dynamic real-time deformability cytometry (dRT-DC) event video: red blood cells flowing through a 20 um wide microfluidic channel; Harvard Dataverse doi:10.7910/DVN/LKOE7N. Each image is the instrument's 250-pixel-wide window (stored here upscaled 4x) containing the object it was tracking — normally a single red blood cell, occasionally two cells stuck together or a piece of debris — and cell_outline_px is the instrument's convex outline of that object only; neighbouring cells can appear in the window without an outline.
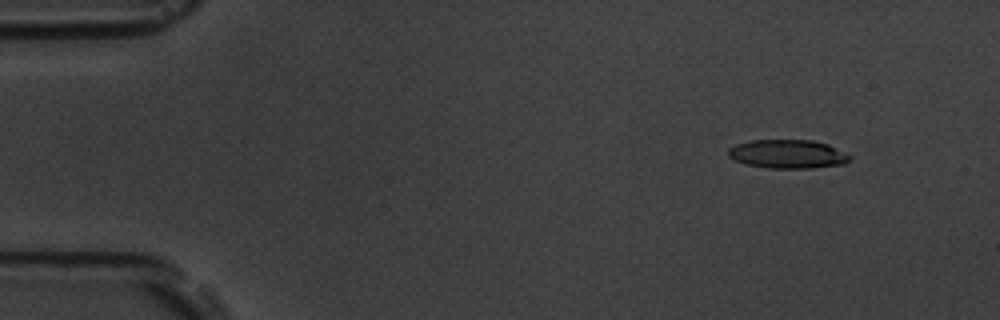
{"species": "common noctule bat (a hibernating species)", "species_latin": "Nyctalus noctula", "temperature_condition": "room temperature", "stored_images_in_passage": 4, "camera_frame_rate_fps": 3000, "um_per_image_px": 0.085, "animal": {"sex": "male", "body_mass_g": 19.5, "forearm_length_mm": 54.6}, "frame": {"image": 1, "passage_image": 1, "time_ms": 0.0, "image_size_px": [1000, 320], "cell_outline_px": [[852, 160], [844, 164], [812, 168], [768, 168], [744, 164], [728, 156], [728, 148], [736, 144], [752, 140], [812, 140], [828, 144], [852, 156]], "centroid_in_image_um": [66.97, 13.1], "position_along_channel_um": 18.0, "area_um2": 20.46}}
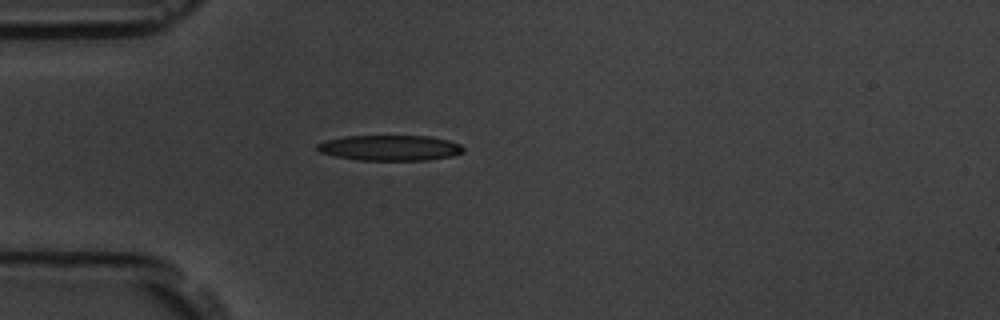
{"frame": {"image": 2, "passage_image": 4, "time_ms": 3.333, "image_size_px": [1000, 320], "cell_outline_px": [[464, 152], [452, 156], [428, 160], [356, 160], [336, 156], [320, 152], [316, 148], [316, 144], [328, 140], [344, 136], [428, 136], [448, 140], [460, 144], [464, 148]], "centroid_in_image_um": [33.16, 12.57], "position_along_channel_um": 51.8, "area_um2": 21.68}}